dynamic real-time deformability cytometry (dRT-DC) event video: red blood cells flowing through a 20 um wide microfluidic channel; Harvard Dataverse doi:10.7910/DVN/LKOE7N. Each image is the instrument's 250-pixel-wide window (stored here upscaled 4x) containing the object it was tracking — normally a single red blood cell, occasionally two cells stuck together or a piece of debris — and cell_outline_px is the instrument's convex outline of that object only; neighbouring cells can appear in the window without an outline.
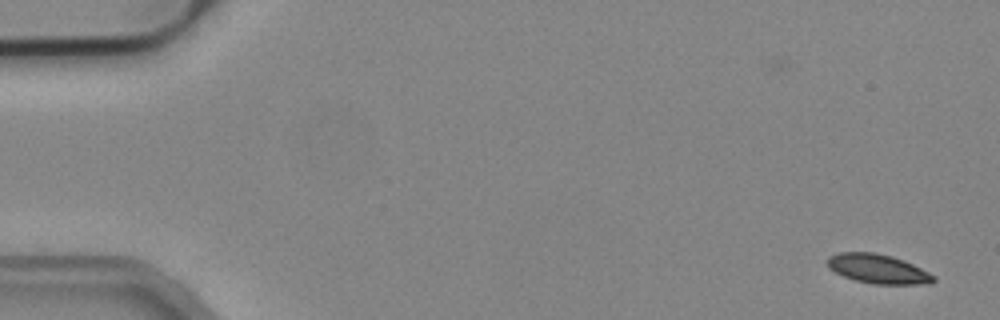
{"species": "common noctule bat (a hibernating species)", "species_latin": "Nyctalus noctula", "temperature_condition": "cold", "stored_images_in_passage": 3, "camera_frame_rate_fps": 3000, "um_per_image_px": 0.085, "animal": {"sex": "male", "body_mass_g": 19.2, "forearm_length_mm": 51.8}, "frame": {"image": 1, "passage_image": 1, "time_ms": 0.0, "image_size_px": [1000, 320], "cell_outline_px": [[936, 280], [932, 284], [872, 284], [856, 280], [844, 276], [828, 268], [828, 256], [840, 252], [872, 252], [892, 256], [904, 260], [936, 276]], "centroid_in_image_um": [74.65, 22.86], "position_along_channel_um": 10.3, "area_um2": 18.09}}